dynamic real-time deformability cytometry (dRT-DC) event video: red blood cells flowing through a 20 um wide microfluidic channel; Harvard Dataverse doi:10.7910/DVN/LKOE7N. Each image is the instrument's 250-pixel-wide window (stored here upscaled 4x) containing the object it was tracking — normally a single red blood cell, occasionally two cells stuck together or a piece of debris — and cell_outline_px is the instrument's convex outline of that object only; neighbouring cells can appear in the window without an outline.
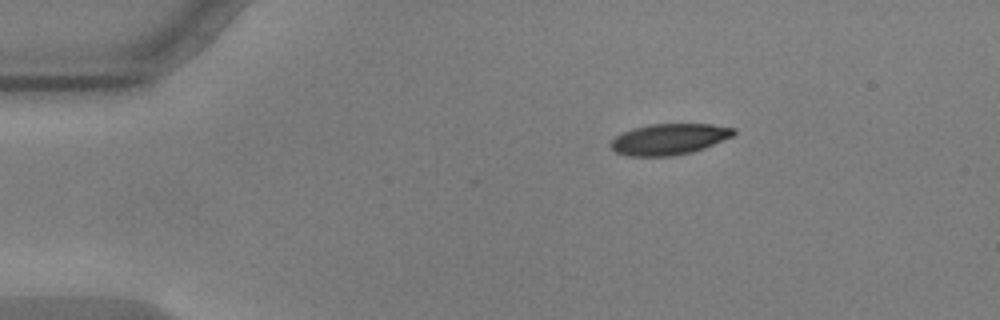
{"species": "common noctule bat (a hibernating species)", "species_latin": "Nyctalus noctula", "temperature_condition": "warm", "stored_images_in_passage": 41, "camera_frame_rate_fps": 3000, "um_per_image_px": 0.085, "animal": {"sex": "male", "body_mass_g": 17.9, "forearm_length_mm": 54.2}, "frame": {"image": 1, "passage_image": 1, "time_ms": 0.0, "image_size_px": [1000, 320], "cell_outline_px": [[736, 132], [732, 136], [704, 148], [692, 152], [672, 156], [628, 156], [616, 152], [612, 148], [612, 140], [616, 136], [624, 132], [636, 128], [652, 124], [712, 124], [736, 128]], "centroid_in_image_um": [56.91, 11.83], "position_along_channel_um": 28.1, "area_um2": 21.96}}
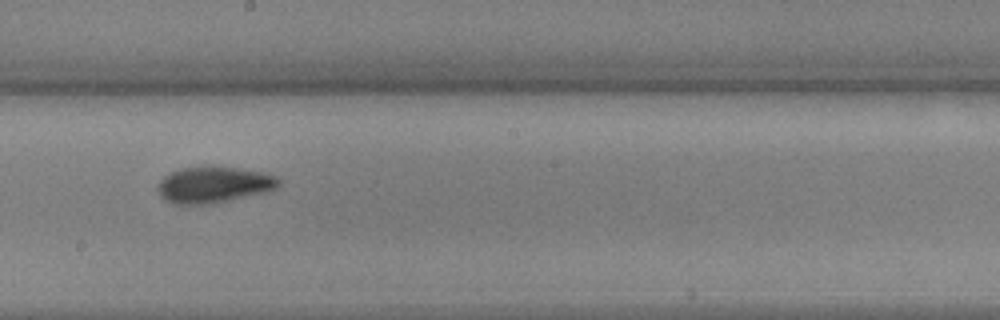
{"frame": {"image": 2, "passage_image": 23, "time_ms": 7.333, "image_size_px": [1000, 320], "cell_outline_px": [[280, 184], [276, 188], [268, 192], [208, 204], [172, 204], [160, 196], [156, 188], [160, 180], [164, 176], [172, 172], [184, 168], [212, 164], [260, 172], [276, 176], [280, 180]], "centroid_in_image_um": [18.15, 15.69], "position_along_channel_um": 230.0, "area_um2": 25.78}}
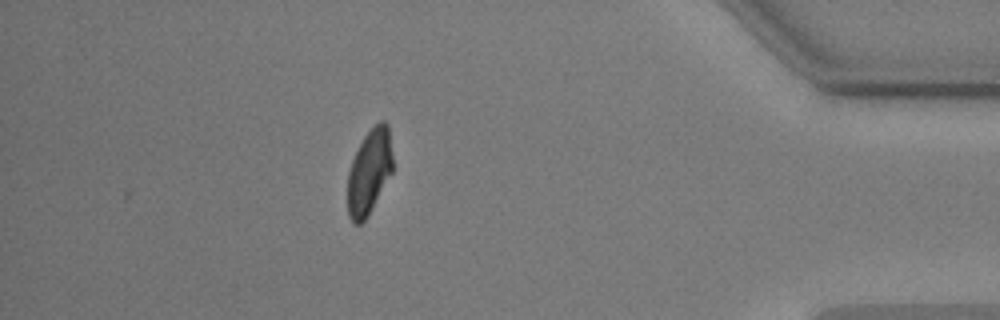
{"frame": {"image": 3, "passage_image": 41, "time_ms": 13.333, "image_size_px": [1000, 320], "cell_outline_px": [[392, 172], [368, 216], [360, 224], [352, 224], [348, 216], [348, 172], [352, 160], [364, 136], [380, 120], [384, 120], [388, 124], [392, 156]], "centroid_in_image_um": [31.38, 14.63], "position_along_channel_um": 403.8, "area_um2": 22.2}, "authors_computed_cell_mechanics": {"area_um2": 24.0448, "velocity_mm_per_s": 3.5965, "shape_relaxation_time_tau1_ms": 3.6974, "shape_relaxation_time_tau2_ms": 2.2485, "deformation_change_tau1": 0.1444, "deformation_change_tau2": 0.0731}}